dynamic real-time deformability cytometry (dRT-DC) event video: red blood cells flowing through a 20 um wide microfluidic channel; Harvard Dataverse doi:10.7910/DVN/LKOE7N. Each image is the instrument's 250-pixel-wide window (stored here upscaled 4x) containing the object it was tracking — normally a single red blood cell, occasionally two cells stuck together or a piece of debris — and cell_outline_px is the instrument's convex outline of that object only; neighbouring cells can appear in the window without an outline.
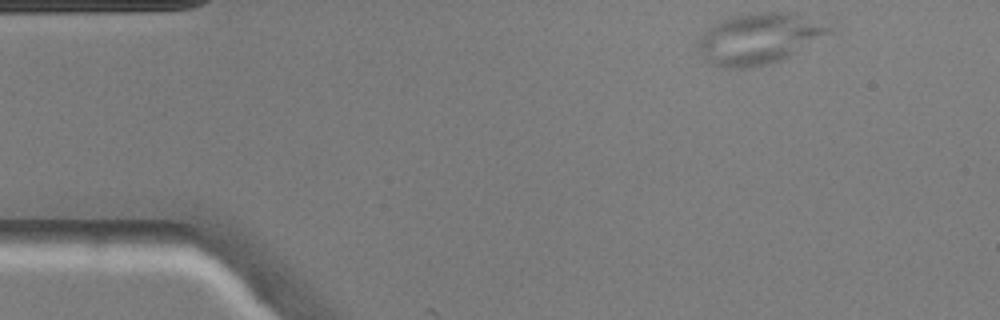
{"species": "common noctule bat (a hibernating species)", "species_latin": "Nyctalus noctula", "temperature_condition": "warm", "stored_images_in_passage": 5, "camera_frame_rate_fps": 3000, "um_per_image_px": 0.085, "animal": {"sex": "male", "body_mass_g": 20.5, "forearm_length_mm": 52.5}, "frame": {"image": 1, "passage_image": 1, "time_ms": 0.0, "image_size_px": [1000, 320], "cell_outline_px": [[836, 32], [780, 60], [764, 64], [744, 68], [720, 68], [708, 64], [696, 44], [700, 36], [708, 28], [720, 20], [732, 16], [748, 12], [796, 12], [832, 28]], "centroid_in_image_um": [64.5, 3.27], "position_along_channel_um": 20.5, "area_um2": 39.02}}